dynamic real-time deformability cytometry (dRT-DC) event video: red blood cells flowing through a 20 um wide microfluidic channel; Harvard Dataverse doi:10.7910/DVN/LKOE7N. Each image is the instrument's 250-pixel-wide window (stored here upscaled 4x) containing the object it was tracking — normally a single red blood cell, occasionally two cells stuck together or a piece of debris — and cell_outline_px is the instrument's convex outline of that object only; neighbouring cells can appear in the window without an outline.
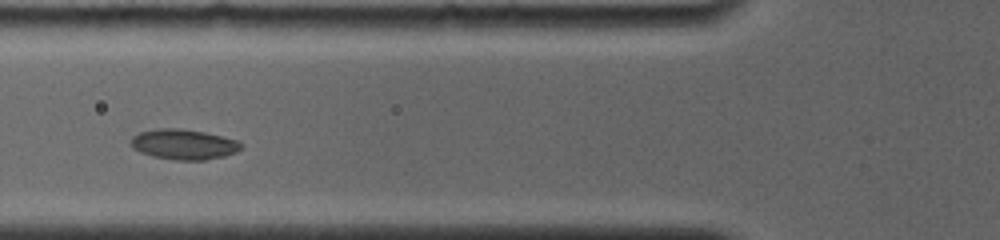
{"species": "common noctule bat (a hibernating species)", "species_latin": "Nyctalus noctula", "temperature_condition": "room temperature", "stored_images_in_passage": 29, "camera_frame_rate_fps": 4000, "um_per_image_px": 0.085, "animal": {"sex": "female", "body_mass_g": 19.0, "forearm_length_mm": 56.7}, "frame": {"image": 1, "passage_image": 5, "time_ms": 3.5, "image_size_px": [1000, 240], "cell_outline_px": [[244, 148], [236, 152], [224, 156], [204, 160], [176, 160], [152, 156], [140, 152], [132, 148], [128, 144], [132, 136], [140, 132], [156, 128], [180, 128], [204, 132], [240, 140], [244, 144]], "centroid_in_image_um": [15.63, 12.26], "position_along_channel_um": 110.2, "area_um2": 19.83}}
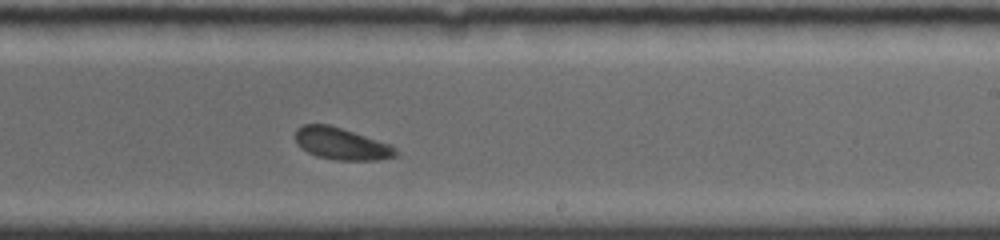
{"frame": {"image": 2, "passage_image": 15, "time_ms": 7.5, "image_size_px": [1000, 240], "cell_outline_px": [[400, 156], [380, 160], [336, 160], [316, 156], [308, 152], [296, 144], [296, 128], [304, 124], [328, 124], [392, 144], [396, 148]], "centroid_in_image_um": [29.07, 12.23], "position_along_channel_um": 259.9, "area_um2": 18.9}}
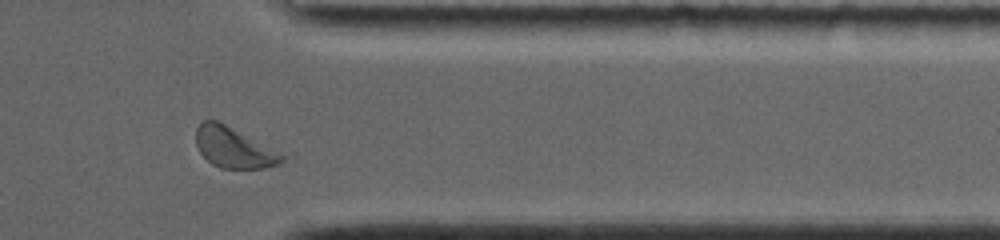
{"frame": {"image": 3, "passage_image": 26, "time_ms": 11.0, "image_size_px": [1000, 240], "cell_outline_px": [[284, 160], [276, 164], [264, 168], [220, 168], [212, 164], [200, 152], [196, 144], [196, 128], [204, 120], [216, 120], [224, 124], [284, 156]], "centroid_in_image_um": [19.78, 12.56], "position_along_channel_um": 391.6, "area_um2": 19.42}, "authors_computed_cell_mechanics": {"area_um2": 19.5364, "velocity_mm_per_s": 3.7511, "shape_relaxation_time_tau1_ms": 1.518, "shape_relaxation_time_tau2_ms": null, "deformation_change_tau1": 0.0826, "deformation_change_tau2": null}}